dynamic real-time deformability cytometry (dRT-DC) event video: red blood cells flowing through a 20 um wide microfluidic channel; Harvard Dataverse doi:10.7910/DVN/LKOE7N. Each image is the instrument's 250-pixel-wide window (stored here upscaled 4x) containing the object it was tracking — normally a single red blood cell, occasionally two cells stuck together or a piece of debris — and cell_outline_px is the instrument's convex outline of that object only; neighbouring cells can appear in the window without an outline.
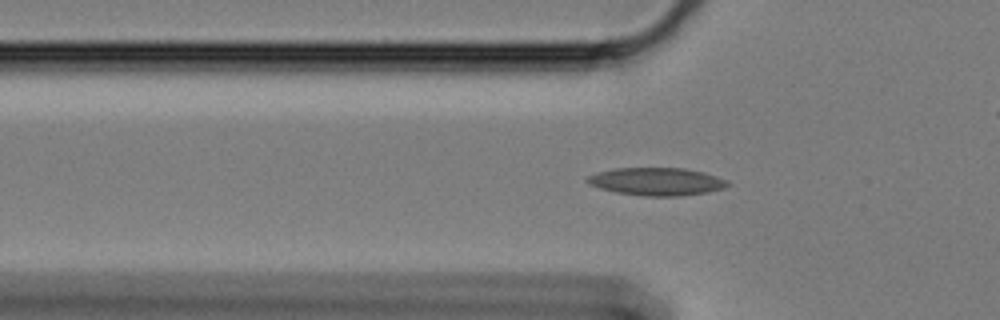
{"species": "Egyptian fruit bat (a non-hibernating species)", "species_latin": "Rousettus aegyptiacus", "temperature_condition": "cold", "stored_images_in_passage": 59, "camera_frame_rate_fps": 3000, "um_per_image_px": 0.085, "animal": {"sex": "female"}, "frame": {"image": 1, "passage_image": 18, "time_ms": 5.667, "image_size_px": [1000, 320], "cell_outline_px": [[732, 184], [724, 188], [704, 192], [680, 196], [644, 196], [616, 192], [600, 188], [588, 184], [584, 180], [588, 176], [596, 172], [616, 168], [684, 168], [704, 172], [728, 180]], "centroid_in_image_um": [55.8, 15.42], "position_along_channel_um": 70.0, "area_um2": 22.77}}
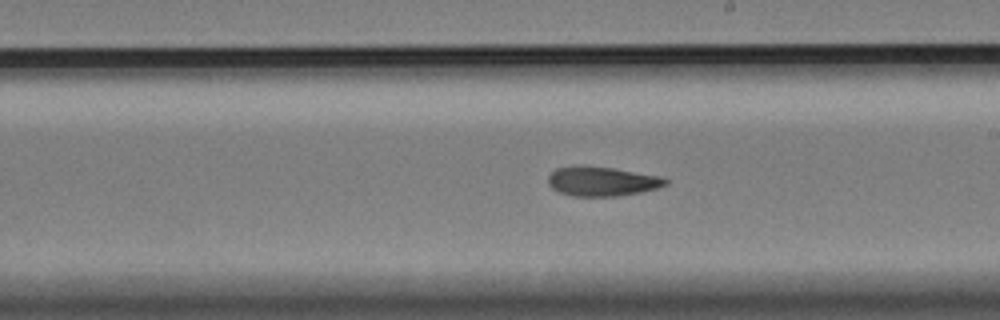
{"frame": {"image": 2, "passage_image": 33, "time_ms": 10.667, "image_size_px": [1000, 320], "cell_outline_px": [[668, 184], [656, 188], [640, 192], [616, 196], [572, 196], [560, 192], [552, 188], [548, 184], [548, 176], [556, 168], [576, 164], [612, 168], [656, 176], [668, 180]], "centroid_in_image_um": [51.09, 15.4], "position_along_channel_um": 237.9, "area_um2": 20.0}}
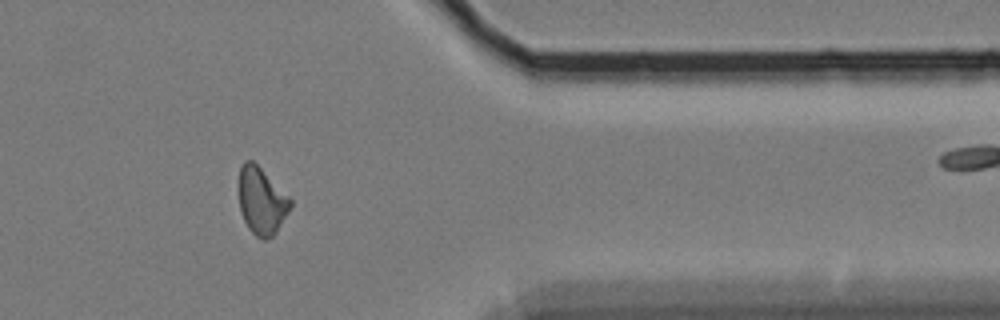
{"frame": {"image": 3, "passage_image": 48, "time_ms": 15.667, "image_size_px": [1000, 320], "cell_outline_px": [[292, 204], [288, 212], [276, 232], [272, 236], [264, 240], [256, 236], [248, 228], [240, 212], [236, 188], [240, 168], [244, 160], [252, 160], [292, 200]], "centroid_in_image_um": [22.17, 17.07], "position_along_channel_um": 389.2, "area_um2": 20.29}, "authors_computed_cell_mechanics": {"area_um2": 20.5768, "velocity_mm_per_s": 3.3452, "shape_relaxation_time_tau1_ms": null, "shape_relaxation_time_tau2_ms": 6.1609, "deformation_change_tau1": null, "deformation_change_tau2": 0.1277}}